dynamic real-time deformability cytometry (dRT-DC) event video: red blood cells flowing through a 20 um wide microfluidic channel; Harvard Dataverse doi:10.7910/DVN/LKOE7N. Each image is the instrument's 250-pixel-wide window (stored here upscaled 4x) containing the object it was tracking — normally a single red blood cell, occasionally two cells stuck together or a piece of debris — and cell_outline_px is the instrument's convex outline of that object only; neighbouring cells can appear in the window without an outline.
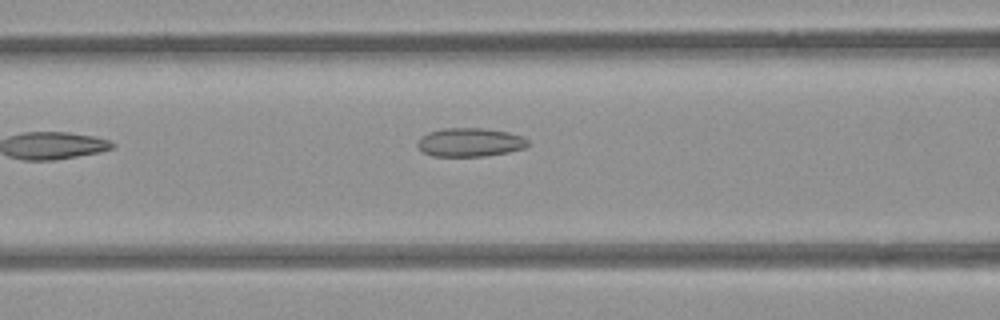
{"species": "common noctule bat (a hibernating species)", "species_latin": "Nyctalus noctula", "temperature_condition": "room temperature", "stored_images_in_passage": 4, "camera_frame_rate_fps": 3000, "um_per_image_px": 0.085, "animal": {"sex": "female", "body_mass_g": 21.9}, "frame": {"image": 1, "passage_image": 4, "time_ms": 1.0, "image_size_px": [1000, 320], "cell_outline_px": [[528, 144], [524, 148], [508, 152], [484, 156], [432, 156], [424, 152], [416, 144], [420, 136], [428, 132], [444, 128], [484, 128], [508, 132], [520, 136], [528, 140]], "centroid_in_image_um": [39.91, 12.09], "position_along_channel_um": 126.7, "area_um2": 18.38}}